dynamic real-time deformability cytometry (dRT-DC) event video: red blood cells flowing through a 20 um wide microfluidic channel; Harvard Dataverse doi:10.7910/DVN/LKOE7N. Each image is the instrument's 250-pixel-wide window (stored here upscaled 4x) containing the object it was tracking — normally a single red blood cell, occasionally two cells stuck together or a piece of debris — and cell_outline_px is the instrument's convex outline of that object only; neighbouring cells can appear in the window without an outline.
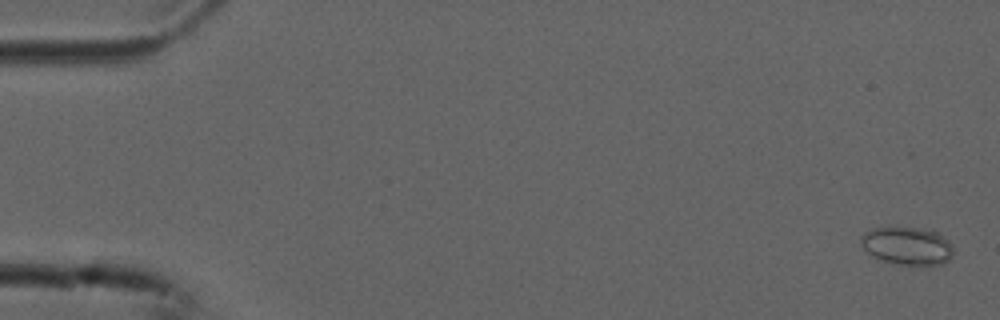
{"species": "common noctule bat (a hibernating species)", "species_latin": "Nyctalus noctula", "temperature_condition": "cold", "stored_images_in_passage": 4, "camera_frame_rate_fps": 3000, "um_per_image_px": 0.085, "animal": {"sex": "male", "forearm_length_mm": 52.5}, "frame": {"image": 1, "passage_image": 1, "time_ms": 0.0, "image_size_px": [1000, 320], "cell_outline_px": [[952, 256], [944, 264], [900, 264], [880, 260], [872, 256], [860, 244], [860, 236], [864, 232], [872, 228], [888, 224], [920, 228], [936, 232], [948, 240], [952, 244]], "centroid_in_image_um": [77.05, 20.84], "position_along_channel_um": 7.9, "area_um2": 20.92}}
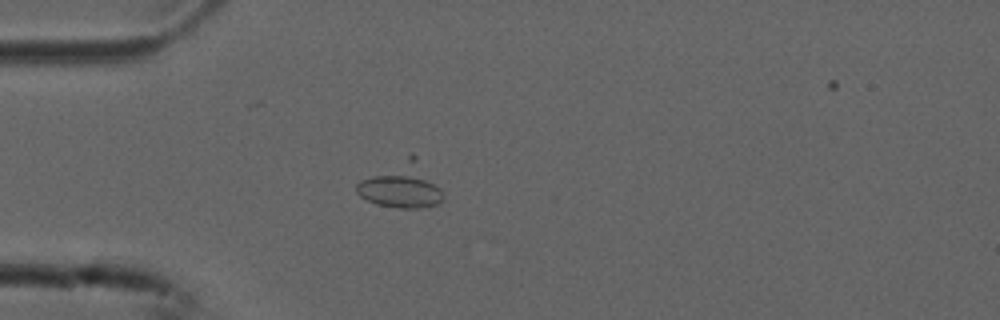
{"frame": {"image": 2, "passage_image": 4, "time_ms": 1.0, "image_size_px": [1000, 320], "cell_outline_px": [[440, 200], [436, 204], [420, 208], [400, 208], [376, 204], [360, 196], [356, 192], [356, 184], [360, 180], [412, 152], [416, 156], [440, 188]], "centroid_in_image_um": [34.07, 15.74], "position_along_channel_um": 50.9, "area_um2": 22.25}}